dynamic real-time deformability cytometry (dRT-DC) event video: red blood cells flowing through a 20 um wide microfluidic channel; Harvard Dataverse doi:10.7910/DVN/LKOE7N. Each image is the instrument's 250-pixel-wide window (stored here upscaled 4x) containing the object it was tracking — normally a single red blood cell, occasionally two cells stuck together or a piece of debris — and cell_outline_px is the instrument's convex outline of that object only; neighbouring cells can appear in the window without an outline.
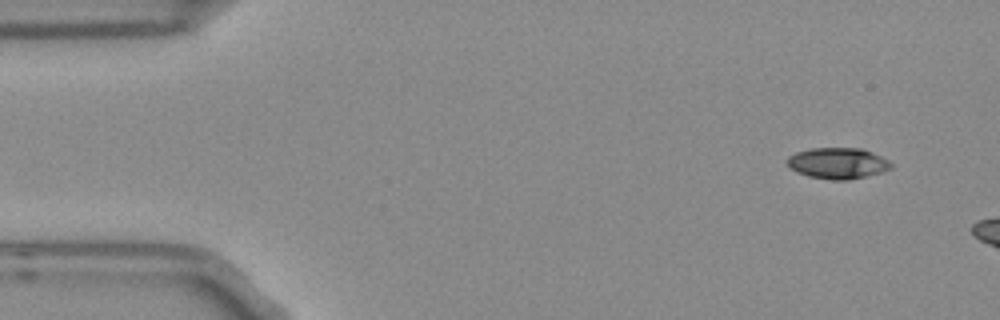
{"species": "Egyptian fruit bat (a non-hibernating species)", "species_latin": "Rousettus aegyptiacus", "temperature_condition": "room temperature", "stored_images_in_passage": 4, "segment_of_instrument_passage": [2, 2], "camera_frame_rate_fps": 3000, "um_per_image_px": 0.085, "frame": {"image": 1, "passage_image": 4, "time_ms": 1.0, "image_size_px": [1000, 320], "cell_outline_px": [[892, 168], [884, 172], [848, 180], [832, 180], [808, 176], [796, 172], [788, 164], [788, 156], [796, 152], [808, 148], [860, 148], [872, 152], [888, 160], [892, 164]], "centroid_in_image_um": [71.23, 13.87], "position_along_channel_um": 13.8, "area_um2": 18.84}}